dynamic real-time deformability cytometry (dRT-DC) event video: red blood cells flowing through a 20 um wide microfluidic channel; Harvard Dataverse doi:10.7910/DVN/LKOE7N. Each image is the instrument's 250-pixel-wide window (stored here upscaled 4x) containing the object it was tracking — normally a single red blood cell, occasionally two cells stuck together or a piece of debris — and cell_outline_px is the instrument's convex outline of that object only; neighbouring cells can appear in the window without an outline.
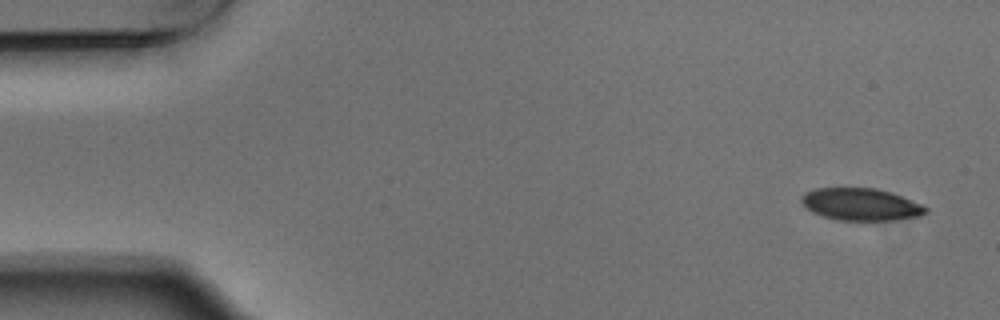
{"species": "Egyptian fruit bat (a non-hibernating species)", "species_latin": "Rousettus aegyptiacus", "temperature_condition": "warm", "stored_images_in_passage": 7, "camera_frame_rate_fps": 3000, "um_per_image_px": 0.085, "animal": {"sex": "male"}, "frame": {"image": 1, "passage_image": 1, "time_ms": 0.0, "image_size_px": [1000, 320], "cell_outline_px": [[928, 212], [920, 216], [892, 220], [836, 220], [812, 212], [800, 200], [800, 196], [804, 192], [816, 188], [876, 188], [892, 192], [920, 204], [928, 208]], "centroid_in_image_um": [73.16, 17.36], "position_along_channel_um": 11.8, "area_um2": 23.29}}
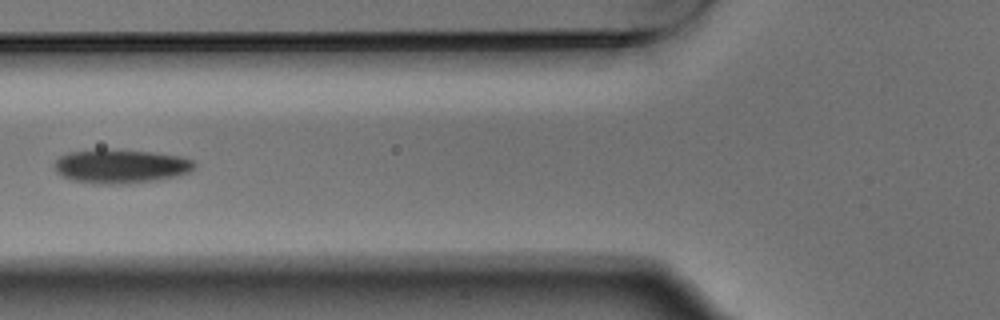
{"frame": {"image": 2, "passage_image": 6, "time_ms": 1.667, "image_size_px": [1000, 320], "cell_outline_px": [[196, 164], [192, 172], [176, 176], [156, 180], [120, 184], [96, 184], [72, 180], [60, 176], [56, 172], [56, 160], [60, 156], [68, 152], [96, 148], [100, 148], [152, 152], [180, 156], [192, 160]], "centroid_in_image_um": [10.25, 14.12], "position_along_channel_um": 115.6, "area_um2": 27.98}}
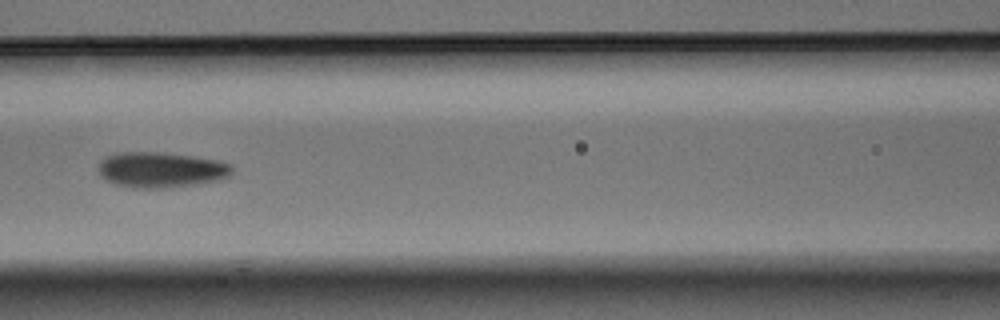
{"frame": {"image": 3, "passage_image": 7, "time_ms": 2.0, "image_size_px": [1000, 320], "cell_outline_px": [[232, 172], [228, 176], [220, 180], [196, 184], [164, 188], [132, 188], [112, 184], [104, 180], [100, 176], [100, 160], [108, 156], [124, 152], [156, 152], [192, 156], [216, 160], [232, 164]], "centroid_in_image_um": [13.67, 14.45], "position_along_channel_um": 152.9, "area_um2": 27.63}}